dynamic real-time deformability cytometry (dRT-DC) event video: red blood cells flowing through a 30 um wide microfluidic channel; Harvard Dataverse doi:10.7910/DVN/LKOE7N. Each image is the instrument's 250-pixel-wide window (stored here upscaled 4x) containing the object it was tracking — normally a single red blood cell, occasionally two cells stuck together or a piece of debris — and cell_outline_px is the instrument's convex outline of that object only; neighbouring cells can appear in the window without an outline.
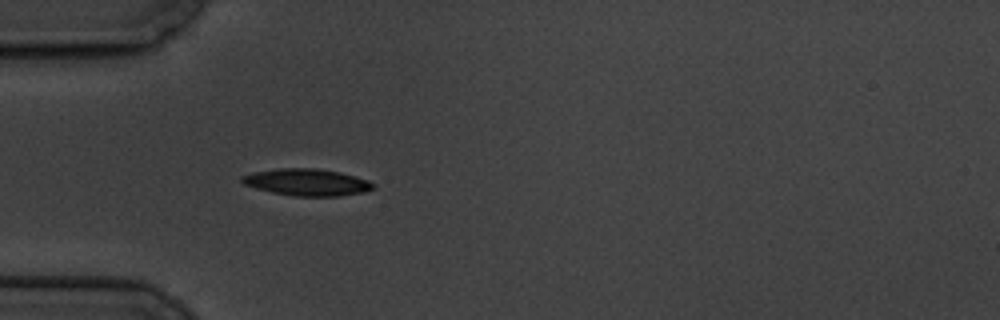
{"species": "common noctule bat (a hibernating species)", "species_latin": "Nyctalus noctula", "temperature_condition": "cold", "stored_images_in_passage": 3, "camera_frame_rate_fps": 3000, "um_per_image_px": 0.085, "animal": {"sex": "male", "body_mass_g": 19.5, "forearm_length_mm": 54.6}, "frame": {"image": 1, "passage_image": 3, "time_ms": 2.333, "image_size_px": [1000, 320], "cell_outline_px": [[376, 184], [372, 188], [364, 192], [340, 196], [296, 196], [272, 192], [256, 188], [244, 184], [240, 180], [240, 176], [252, 172], [276, 168], [316, 168], [340, 172], [368, 180]], "centroid_in_image_um": [26.07, 15.48], "position_along_channel_um": 58.9, "area_um2": 20.58}}